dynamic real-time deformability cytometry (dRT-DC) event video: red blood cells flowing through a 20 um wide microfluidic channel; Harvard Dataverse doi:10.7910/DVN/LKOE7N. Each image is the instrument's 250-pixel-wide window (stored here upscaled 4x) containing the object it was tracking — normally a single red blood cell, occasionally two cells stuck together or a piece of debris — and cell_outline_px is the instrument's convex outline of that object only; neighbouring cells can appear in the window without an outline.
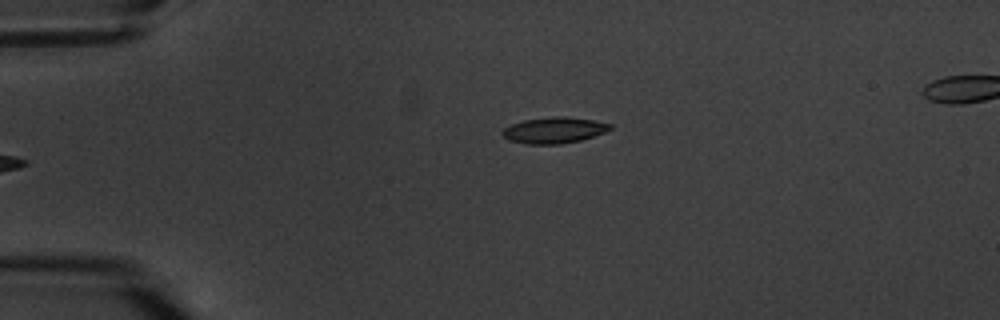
{"species": "common noctule bat (a hibernating species)", "species_latin": "Nyctalus noctula", "temperature_condition": "warm", "stored_images_in_passage": 6, "camera_frame_rate_fps": 3000, "um_per_image_px": 0.085, "animal": {"sex": "male", "body_mass_g": 20.1, "forearm_length_mm": 53.5}, "frame": {"image": 1, "passage_image": 6, "time_ms": 6.667, "image_size_px": [1000, 320], "cell_outline_px": [[612, 128], [604, 132], [580, 140], [560, 144], [524, 144], [508, 140], [500, 132], [504, 128], [512, 124], [524, 120], [556, 116], [564, 116], [592, 120], [612, 124]], "centroid_in_image_um": [47.06, 11.07], "position_along_channel_um": 37.9, "area_um2": 16.24}}